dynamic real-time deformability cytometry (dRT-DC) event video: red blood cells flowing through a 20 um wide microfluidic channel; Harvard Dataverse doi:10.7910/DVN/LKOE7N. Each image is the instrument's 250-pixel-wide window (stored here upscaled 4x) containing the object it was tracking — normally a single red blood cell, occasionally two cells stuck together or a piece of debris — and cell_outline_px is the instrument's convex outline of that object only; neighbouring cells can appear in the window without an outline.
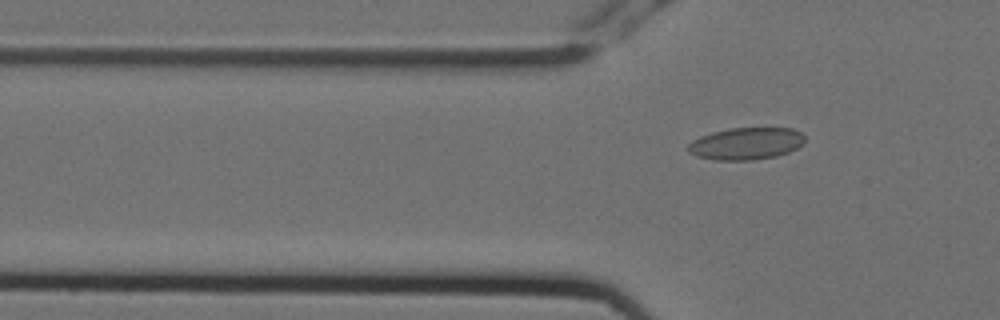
{"species": "Egyptian fruit bat (a non-hibernating species)", "species_latin": "Rousettus aegyptiacus", "temperature_condition": "cold", "stored_images_in_passage": 4, "segment_of_instrument_passage": [2, 2], "camera_frame_rate_fps": 3000, "um_per_image_px": 0.085, "animal": {"sex": "female"}, "frame": {"image": 1, "passage_image": 4, "time_ms": 1.0, "image_size_px": [1000, 320], "cell_outline_px": [[804, 140], [796, 148], [788, 152], [776, 156], [752, 160], [712, 160], [696, 156], [688, 152], [688, 144], [692, 140], [700, 136], [712, 132], [728, 128], [792, 128], [800, 132], [804, 136]], "centroid_in_image_um": [63.37, 12.2], "position_along_channel_um": 62.4, "area_um2": 21.85}}